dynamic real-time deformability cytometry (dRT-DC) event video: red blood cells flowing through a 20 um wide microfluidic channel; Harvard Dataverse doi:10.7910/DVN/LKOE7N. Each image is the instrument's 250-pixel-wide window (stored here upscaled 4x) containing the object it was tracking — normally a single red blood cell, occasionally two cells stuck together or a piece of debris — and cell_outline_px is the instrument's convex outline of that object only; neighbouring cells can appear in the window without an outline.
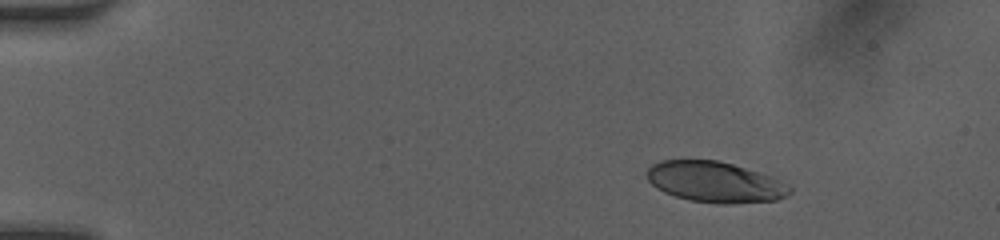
{"species": "human", "species_latin": "Homo sapiens", "temperature_condition": "room temperature", "stored_images_in_passage": 44, "camera_frame_rate_fps": 3000, "um_per_image_px": 0.085, "donor": {"sex": "female"}, "frame": {"image": 1, "passage_image": 1, "time_ms": 0.0, "image_size_px": [1000, 240], "cell_outline_px": [[792, 192], [788, 196], [776, 200], [732, 204], [716, 204], [688, 200], [664, 192], [656, 188], [648, 180], [644, 172], [652, 164], [660, 160], [716, 160], [732, 164], [768, 176], [792, 188]], "centroid_in_image_um": [60.71, 15.49], "position_along_channel_um": 24.3, "area_um2": 33.81}}
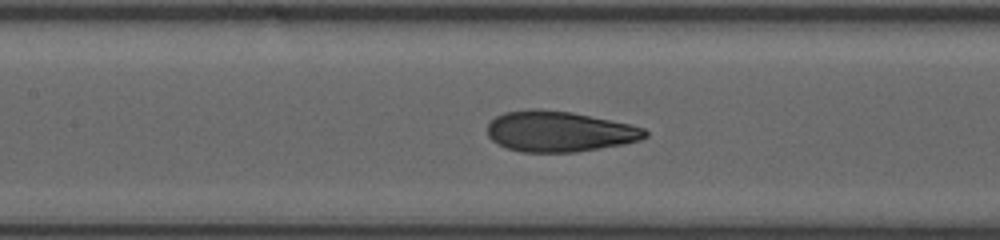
{"frame": {"image": 2, "passage_image": 18, "time_ms": 5.667, "image_size_px": [1000, 240], "cell_outline_px": [[648, 136], [640, 140], [624, 144], [576, 152], [520, 152], [508, 148], [492, 140], [488, 136], [488, 124], [496, 116], [504, 112], [528, 108], [540, 108], [572, 112], [632, 124], [644, 128], [648, 132]], "centroid_in_image_um": [47.56, 11.16], "position_along_channel_um": 159.8, "area_um2": 37.63}}
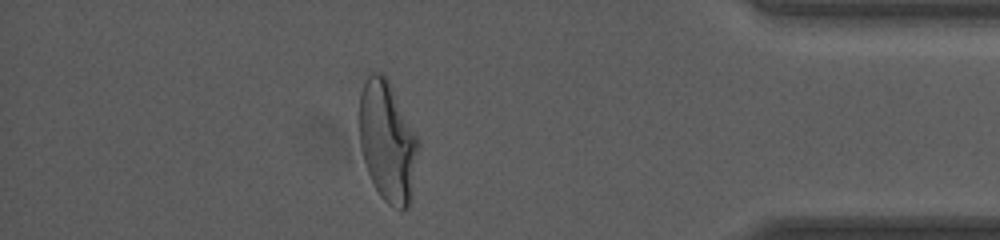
{"frame": {"image": 3, "passage_image": 38, "time_ms": 12.333, "image_size_px": [1000, 240], "cell_outline_px": [[420, 144], [412, 200], [408, 208], [400, 212], [388, 204], [380, 196], [368, 172], [360, 148], [360, 92], [368, 76], [372, 72], [380, 72], [388, 80], [420, 140]], "centroid_in_image_um": [32.98, 12.1], "position_along_channel_um": 402.2, "area_um2": 41.79}, "authors_computed_cell_mechanics": {"area_um2": 37.3966, "velocity_mm_per_s": 4.1334, "shape_relaxation_time_tau1_ms": 4.8328, "shape_relaxation_time_tau2_ms": 0.6482, "deformation_change_tau1": 0.1949, "deformation_change_tau2": 0.0715}}